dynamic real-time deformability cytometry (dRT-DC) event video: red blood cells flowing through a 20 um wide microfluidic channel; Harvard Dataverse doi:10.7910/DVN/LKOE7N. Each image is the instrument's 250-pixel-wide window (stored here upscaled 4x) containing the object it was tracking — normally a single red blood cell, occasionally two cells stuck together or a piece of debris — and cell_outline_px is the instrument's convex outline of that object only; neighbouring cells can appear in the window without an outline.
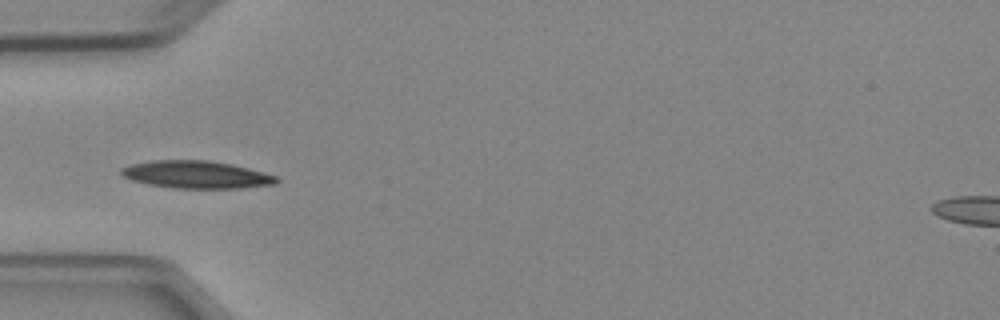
{"species": "Egyptian fruit bat (a non-hibernating species)", "species_latin": "Rousettus aegyptiacus", "temperature_condition": "cold", "stored_images_in_passage": 5, "camera_frame_rate_fps": 3000, "um_per_image_px": 0.085, "animal": {"sex": "female"}, "frame": {"image": 1, "passage_image": 5, "time_ms": 4.667, "image_size_px": [1000, 320], "cell_outline_px": [[280, 180], [276, 184], [240, 188], [176, 188], [148, 184], [132, 180], [120, 176], [120, 168], [128, 164], [152, 160], [208, 160], [232, 164], [264, 172], [276, 176]], "centroid_in_image_um": [16.65, 14.83], "position_along_channel_um": 68.3, "area_um2": 25.09}}